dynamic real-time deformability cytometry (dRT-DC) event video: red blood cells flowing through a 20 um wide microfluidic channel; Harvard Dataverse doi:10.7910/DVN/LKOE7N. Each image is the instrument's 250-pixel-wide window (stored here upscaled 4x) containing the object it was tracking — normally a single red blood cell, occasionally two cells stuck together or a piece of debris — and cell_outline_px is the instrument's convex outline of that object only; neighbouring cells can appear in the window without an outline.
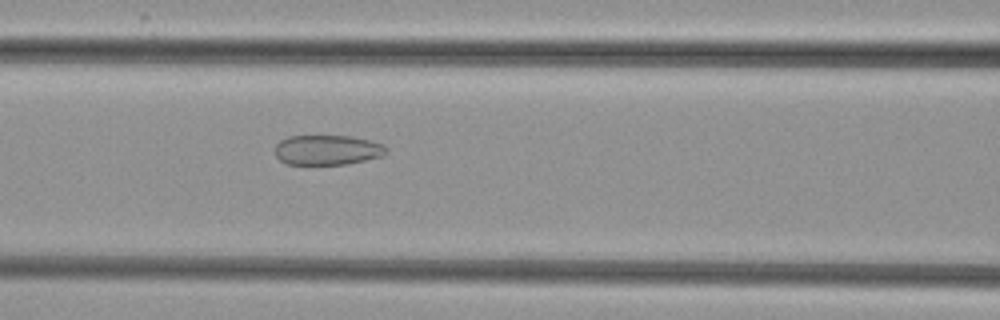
{"species": "common noctule bat (a hibernating species)", "species_latin": "Nyctalus noctula", "temperature_condition": "cold", "stored_images_in_passage": 42, "camera_frame_rate_fps": 3000, "um_per_image_px": 0.085, "animal": {"sex": "female", "body_mass_g": 29.2, "forearm_length_mm": 56.3}, "frame": {"image": 1, "passage_image": 12, "time_ms": 3.667, "image_size_px": [1000, 320], "cell_outline_px": [[388, 152], [384, 156], [348, 164], [288, 164], [280, 160], [276, 156], [276, 144], [280, 140], [288, 136], [352, 136], [384, 144], [388, 148]], "centroid_in_image_um": [27.87, 12.74], "position_along_channel_um": 138.7, "area_um2": 19.54}}
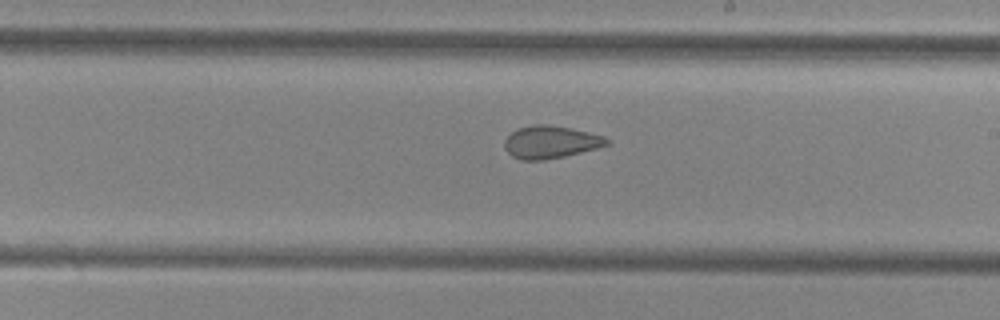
{"frame": {"image": 2, "passage_image": 20, "time_ms": 6.333, "image_size_px": [1000, 320], "cell_outline_px": [[612, 144], [600, 148], [564, 156], [544, 160], [520, 160], [512, 156], [504, 148], [504, 140], [516, 128], [532, 124], [548, 124], [572, 128], [604, 136]], "centroid_in_image_um": [46.81, 12.07], "position_along_channel_um": 242.2, "area_um2": 19.71}}
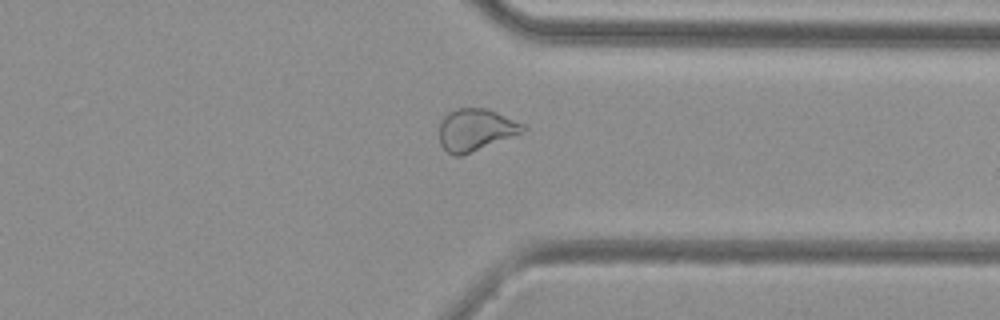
{"frame": {"image": 3, "passage_image": 30, "time_ms": 9.667, "image_size_px": [1000, 320], "cell_outline_px": [[528, 128], [520, 132], [460, 156], [452, 156], [440, 144], [440, 120], [448, 112], [456, 108], [488, 108], [524, 124]], "centroid_in_image_um": [40.38, 11.0], "position_along_channel_um": 371.0, "area_um2": 20.11}}